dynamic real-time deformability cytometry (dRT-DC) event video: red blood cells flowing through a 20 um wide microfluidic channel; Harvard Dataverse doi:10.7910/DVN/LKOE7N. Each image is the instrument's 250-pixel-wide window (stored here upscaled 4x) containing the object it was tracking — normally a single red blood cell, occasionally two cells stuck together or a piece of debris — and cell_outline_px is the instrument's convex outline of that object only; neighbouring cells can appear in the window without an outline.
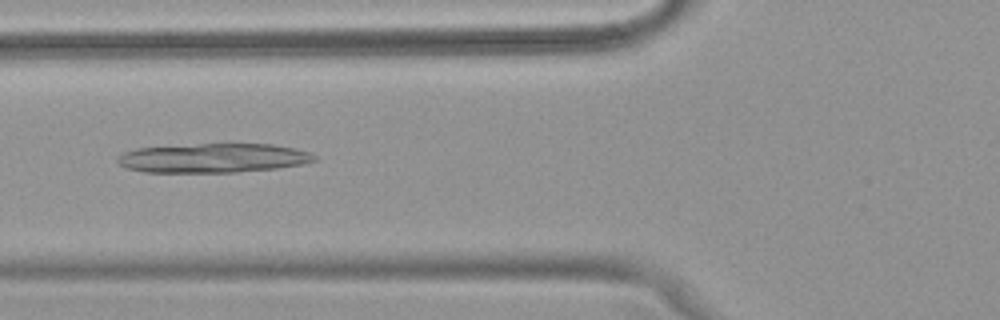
{"species": "common noctule bat (a hibernating species)", "species_latin": "Nyctalus noctula", "temperature_condition": "warm", "stored_images_in_passage": 50, "camera_frame_rate_fps": 3000, "um_per_image_px": 0.085, "animal": {"sex": "female", "body_mass_g": 18.4}, "frame": {"image": 1, "passage_image": 19, "time_ms": 6.0, "image_size_px": [1000, 320], "cell_outline_px": [[316, 160], [304, 164], [276, 168], [236, 172], [144, 172], [128, 168], [120, 164], [116, 160], [116, 156], [124, 152], [136, 148], [232, 140], [272, 144], [296, 148], [312, 152], [316, 156]], "centroid_in_image_um": [18.18, 13.37], "position_along_channel_um": 107.6, "area_um2": 35.08}}
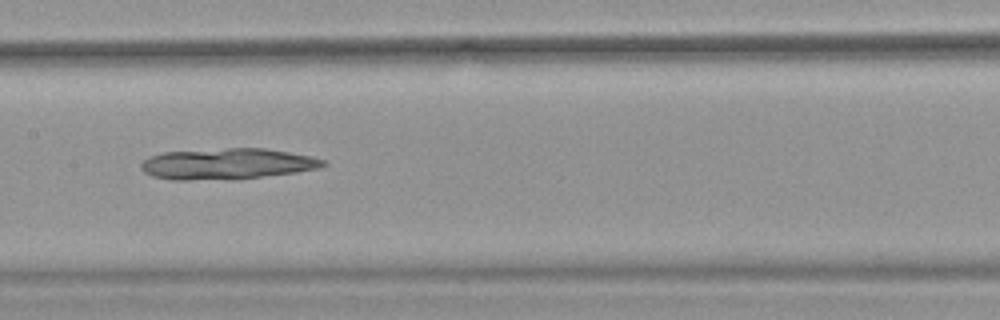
{"frame": {"image": 2, "passage_image": 25, "time_ms": 8.0, "image_size_px": [1000, 320], "cell_outline_px": [[328, 164], [320, 168], [296, 172], [236, 180], [172, 180], [152, 176], [144, 172], [140, 168], [140, 164], [148, 156], [164, 152], [228, 148], [264, 148], [312, 156], [328, 160]], "centroid_in_image_um": [19.33, 13.94], "position_along_channel_um": 188.1, "area_um2": 33.41}}
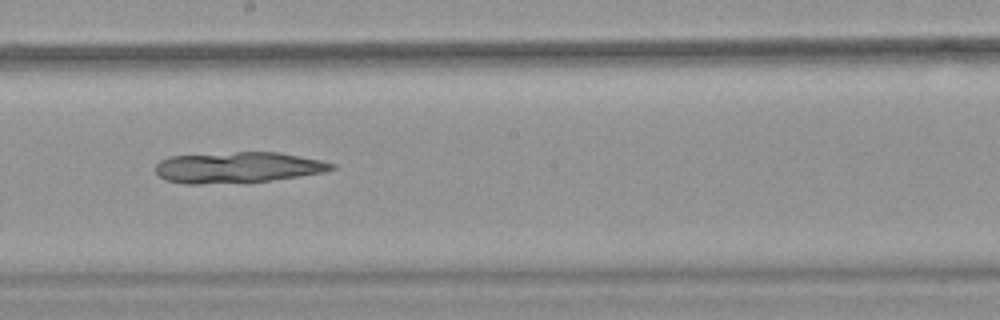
{"frame": {"image": 3, "passage_image": 28, "time_ms": 9.0, "image_size_px": [1000, 320], "cell_outline_px": [[336, 168], [324, 172], [300, 176], [268, 180], [200, 184], [184, 184], [164, 180], [156, 172], [156, 164], [160, 160], [168, 156], [236, 152], [280, 152], [320, 160], [336, 164]], "centroid_in_image_um": [20.19, 14.22], "position_along_channel_um": 228.0, "area_um2": 31.62}}